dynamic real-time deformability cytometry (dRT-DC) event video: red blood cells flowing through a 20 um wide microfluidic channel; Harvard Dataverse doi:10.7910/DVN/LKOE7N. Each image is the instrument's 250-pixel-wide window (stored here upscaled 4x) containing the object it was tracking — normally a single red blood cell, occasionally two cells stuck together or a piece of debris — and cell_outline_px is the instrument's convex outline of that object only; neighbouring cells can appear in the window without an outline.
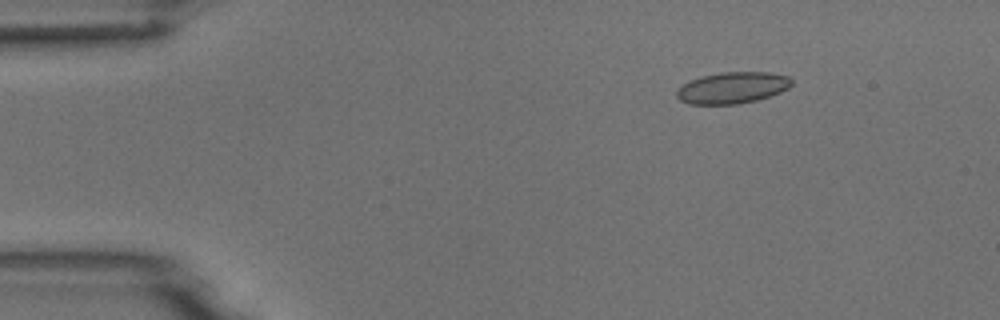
{"species": "common noctule bat (a hibernating species)", "species_latin": "Nyctalus noctula", "temperature_condition": "room temperature", "stored_images_in_passage": 6, "camera_frame_rate_fps": 3000, "um_per_image_px": 0.085, "animal": {"sex": "male", "body_mass_g": 18.8}, "frame": {"image": 1, "passage_image": 3, "time_ms": 2.333, "image_size_px": [1000, 320], "cell_outline_px": [[792, 84], [788, 88], [780, 92], [756, 100], [740, 104], [688, 104], [680, 100], [676, 96], [676, 92], [688, 80], [700, 76], [720, 72], [768, 72], [788, 76], [792, 80]], "centroid_in_image_um": [62.24, 7.45], "position_along_channel_um": 22.8, "area_um2": 21.1}}
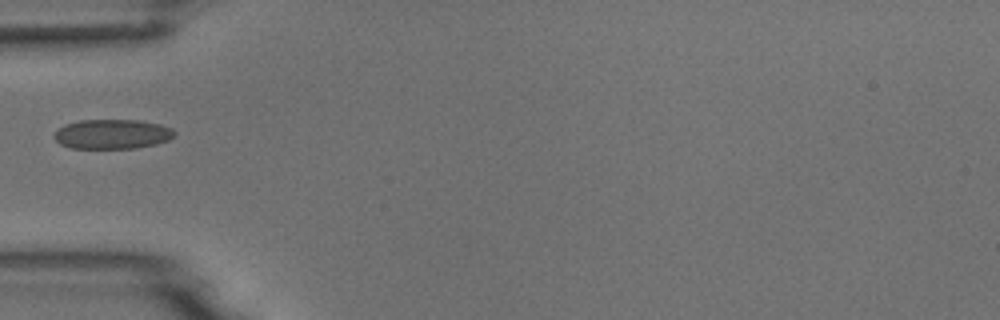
{"frame": {"image": 2, "passage_image": 6, "time_ms": 5.667, "image_size_px": [1000, 320], "cell_outline_px": [[176, 136], [168, 140], [156, 144], [136, 148], [72, 148], [60, 144], [52, 136], [64, 124], [80, 120], [140, 120], [160, 124], [172, 128], [176, 132]], "centroid_in_image_um": [9.57, 11.39], "position_along_channel_um": 75.4, "area_um2": 20.87}}